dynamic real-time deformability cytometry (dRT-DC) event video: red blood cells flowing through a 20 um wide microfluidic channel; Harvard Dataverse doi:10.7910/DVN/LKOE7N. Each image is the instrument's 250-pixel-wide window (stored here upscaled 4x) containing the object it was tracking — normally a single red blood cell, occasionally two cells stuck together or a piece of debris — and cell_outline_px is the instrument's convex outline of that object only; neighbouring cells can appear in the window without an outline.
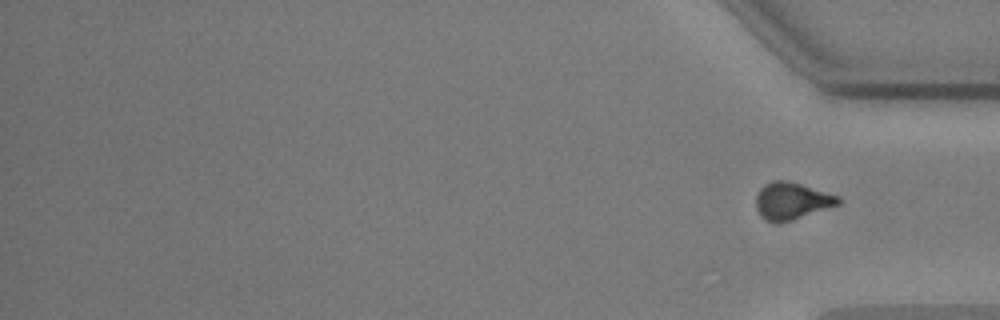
{"species": "common noctule bat (a hibernating species)", "species_latin": "Nyctalus noctula", "temperature_condition": "warm", "stored_images_in_passage": 42, "segment_of_instrument_passage": [2, 2], "camera_frame_rate_fps": 3000, "um_per_image_px": 0.085, "animal": {"sex": "male", "body_mass_g": 17.9, "forearm_length_mm": 54.2}, "frame": {"image": 1, "passage_image": 42, "time_ms": 13.667, "image_size_px": [1000, 320], "cell_outline_px": [[840, 204], [776, 224], [760, 216], [756, 208], [756, 196], [760, 188], [764, 184], [772, 180], [788, 180], [840, 196]], "centroid_in_image_um": [67.27, 17.05], "position_along_channel_um": 367.9, "area_um2": 17.63}}